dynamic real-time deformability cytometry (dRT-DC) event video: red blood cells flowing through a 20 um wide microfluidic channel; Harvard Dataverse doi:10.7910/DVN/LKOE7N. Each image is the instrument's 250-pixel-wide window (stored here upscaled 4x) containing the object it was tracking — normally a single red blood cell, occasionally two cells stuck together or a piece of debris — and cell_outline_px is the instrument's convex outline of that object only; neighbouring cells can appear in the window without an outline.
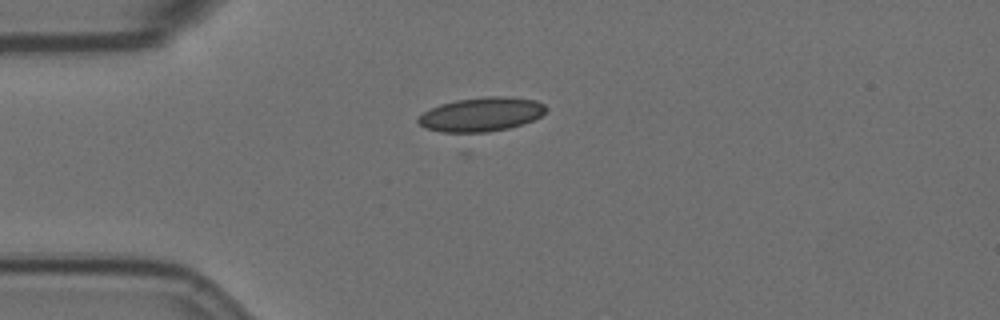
{"species": "Egyptian fruit bat (a non-hibernating species)", "species_latin": "Rousettus aegyptiacus", "temperature_condition": "room temperature", "stored_images_in_passage": 48, "camera_frame_rate_fps": 3000, "um_per_image_px": 0.085, "animal": {"sex": "female"}, "frame": {"image": 1, "passage_image": 13, "time_ms": 4.0, "image_size_px": [1000, 320], "cell_outline_px": [[548, 108], [540, 116], [532, 120], [508, 128], [468, 136], [460, 136], [440, 132], [424, 128], [416, 120], [424, 112], [440, 104], [456, 100], [488, 96], [504, 96], [536, 100], [544, 104]], "centroid_in_image_um": [40.85, 9.77], "position_along_channel_um": 44.1, "area_um2": 26.01}}
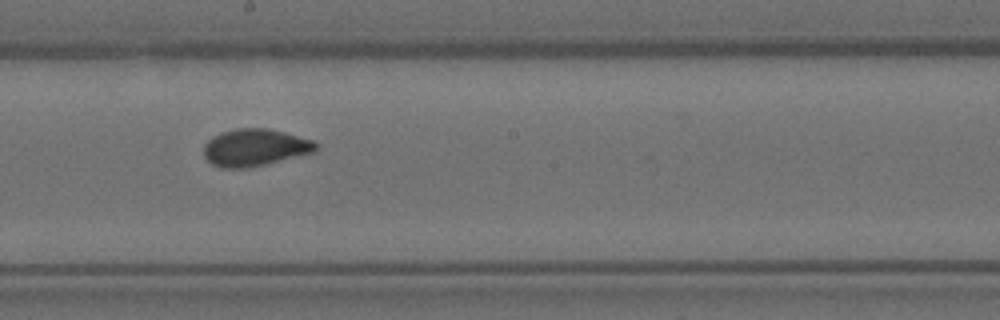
{"frame": {"image": 2, "passage_image": 30, "time_ms": 9.667, "image_size_px": [1000, 320], "cell_outline_px": [[320, 144], [316, 152], [264, 164], [244, 168], [220, 168], [212, 164], [204, 156], [204, 144], [212, 136], [220, 132], [236, 128], [268, 128], [316, 140]], "centroid_in_image_um": [21.7, 12.52], "position_along_channel_um": 226.5, "area_um2": 24.57}}
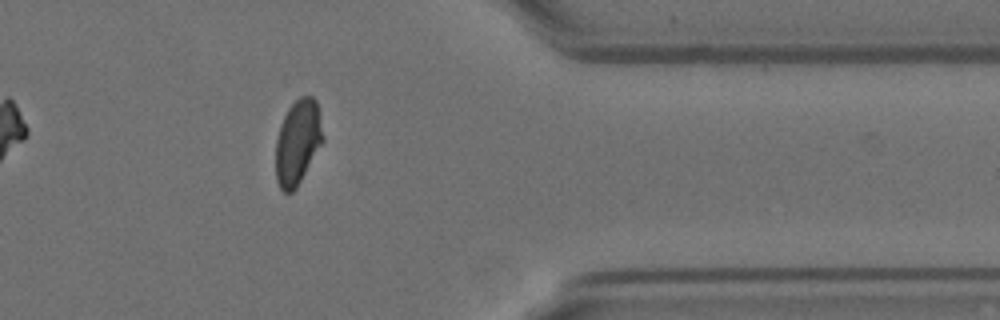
{"frame": {"image": 3, "passage_image": 45, "time_ms": 14.667, "image_size_px": [1000, 320], "cell_outline_px": [[324, 140], [296, 188], [292, 192], [284, 192], [280, 188], [276, 180], [276, 140], [280, 124], [288, 108], [300, 96], [312, 96], [316, 100], [324, 136]], "centroid_in_image_um": [25.3, 12.08], "position_along_channel_um": 386.1, "area_um2": 23.24}, "authors_computed_cell_mechanics": {"area_um2": 23.5824, "velocity_mm_per_s": 3.5371, "shape_relaxation_time_tau1_ms": 9.1551, "shape_relaxation_time_tau2_ms": 0.5953, "deformation_change_tau1": 0.1776, "deformation_change_tau2": 0.0623}}